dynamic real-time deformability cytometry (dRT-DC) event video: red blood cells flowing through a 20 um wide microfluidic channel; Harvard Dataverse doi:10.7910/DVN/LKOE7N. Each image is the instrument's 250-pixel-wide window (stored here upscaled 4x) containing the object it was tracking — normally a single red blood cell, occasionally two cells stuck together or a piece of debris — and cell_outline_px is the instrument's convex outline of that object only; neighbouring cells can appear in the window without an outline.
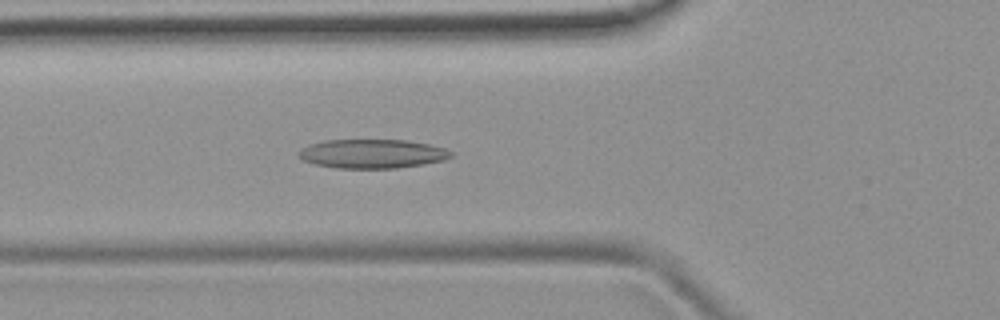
{"species": "common noctule bat (a hibernating species)", "species_latin": "Nyctalus noctula", "temperature_condition": "room temperature", "stored_images_in_passage": 47, "camera_frame_rate_fps": 3000, "um_per_image_px": 0.085, "animal": {"sex": "female", "body_mass_g": 19.9}, "frame": {"image": 1, "passage_image": 14, "time_ms": 4.333, "image_size_px": [1000, 320], "cell_outline_px": [[452, 156], [444, 160], [424, 164], [396, 168], [336, 168], [316, 164], [304, 160], [296, 152], [308, 144], [324, 140], [404, 140], [428, 144], [444, 148], [452, 152]], "centroid_in_image_um": [31.62, 13.06], "position_along_channel_um": 94.2, "area_um2": 25.66}}
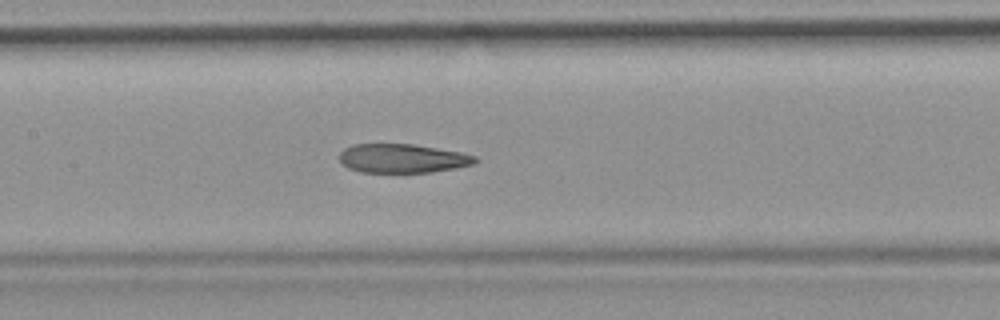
{"frame": {"image": 2, "passage_image": 20, "time_ms": 6.333, "image_size_px": [1000, 320], "cell_outline_px": [[480, 160], [472, 164], [456, 168], [432, 172], [360, 172], [348, 168], [340, 160], [340, 152], [344, 148], [352, 144], [412, 144], [460, 152], [476, 156]], "centroid_in_image_um": [34.21, 13.46], "position_along_channel_um": 173.2, "area_um2": 22.83}}
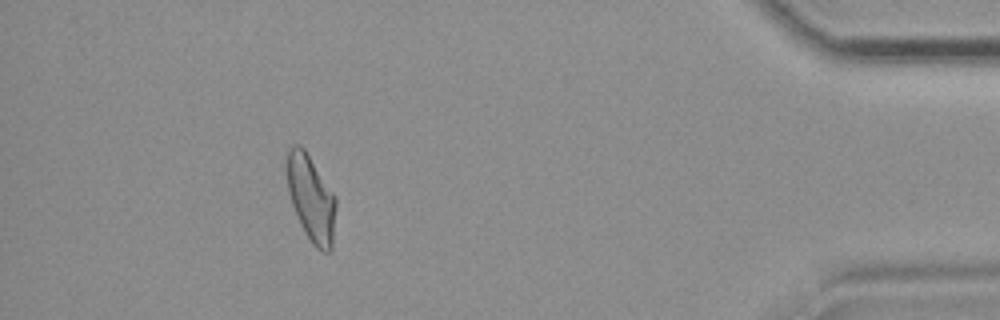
{"frame": {"image": 3, "passage_image": 42, "time_ms": 13.667, "image_size_px": [1000, 320], "cell_outline_px": [[336, 208], [332, 252], [324, 252], [316, 248], [312, 244], [304, 232], [300, 224], [292, 204], [288, 192], [284, 168], [288, 148], [292, 144], [300, 144], [304, 148], [336, 196]], "centroid_in_image_um": [26.42, 16.83], "position_along_channel_um": 408.8, "area_um2": 25.32}, "authors_computed_cell_mechanics": {"area_um2": 25.143, "velocity_mm_per_s": 3.9344, "shape_relaxation_time_tau1_ms": null, "shape_relaxation_time_tau2_ms": 2.7746, "deformation_change_tau1": null, "deformation_change_tau2": 0.1107}}